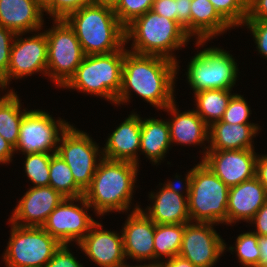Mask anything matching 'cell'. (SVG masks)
Masks as SVG:
<instances>
[{"mask_svg":"<svg viewBox=\"0 0 267 267\" xmlns=\"http://www.w3.org/2000/svg\"><path fill=\"white\" fill-rule=\"evenodd\" d=\"M180 24L158 15L152 10L135 18L125 27V43L132 40L131 52L141 55H156L177 63L174 53L190 40Z\"/></svg>","mask_w":267,"mask_h":267,"instance_id":"cell-4","label":"cell"},{"mask_svg":"<svg viewBox=\"0 0 267 267\" xmlns=\"http://www.w3.org/2000/svg\"><path fill=\"white\" fill-rule=\"evenodd\" d=\"M94 4L114 8L120 0H93Z\"/></svg>","mask_w":267,"mask_h":267,"instance_id":"cell-49","label":"cell"},{"mask_svg":"<svg viewBox=\"0 0 267 267\" xmlns=\"http://www.w3.org/2000/svg\"><path fill=\"white\" fill-rule=\"evenodd\" d=\"M232 28L205 0H192L191 3V37H196V46L200 47L208 40Z\"/></svg>","mask_w":267,"mask_h":267,"instance_id":"cell-25","label":"cell"},{"mask_svg":"<svg viewBox=\"0 0 267 267\" xmlns=\"http://www.w3.org/2000/svg\"><path fill=\"white\" fill-rule=\"evenodd\" d=\"M92 139L86 132L70 125L62 134L57 149V154L67 163L75 183L83 191L91 184L97 166L103 157L101 156L102 149L100 150Z\"/></svg>","mask_w":267,"mask_h":267,"instance_id":"cell-10","label":"cell"},{"mask_svg":"<svg viewBox=\"0 0 267 267\" xmlns=\"http://www.w3.org/2000/svg\"><path fill=\"white\" fill-rule=\"evenodd\" d=\"M184 230L185 224H155L154 266L161 257L168 260L179 255Z\"/></svg>","mask_w":267,"mask_h":267,"instance_id":"cell-29","label":"cell"},{"mask_svg":"<svg viewBox=\"0 0 267 267\" xmlns=\"http://www.w3.org/2000/svg\"><path fill=\"white\" fill-rule=\"evenodd\" d=\"M178 65V62L161 56L141 55L125 49L122 86L116 104L130 101V93L134 91L157 109H165L175 101L174 82Z\"/></svg>","mask_w":267,"mask_h":267,"instance_id":"cell-1","label":"cell"},{"mask_svg":"<svg viewBox=\"0 0 267 267\" xmlns=\"http://www.w3.org/2000/svg\"><path fill=\"white\" fill-rule=\"evenodd\" d=\"M176 102L169 104L164 111L172 115L168 120L171 143L180 145H201L209 142V126L193 110L179 112Z\"/></svg>","mask_w":267,"mask_h":267,"instance_id":"cell-23","label":"cell"},{"mask_svg":"<svg viewBox=\"0 0 267 267\" xmlns=\"http://www.w3.org/2000/svg\"><path fill=\"white\" fill-rule=\"evenodd\" d=\"M120 267H156V266H153V265H150V264H145L144 263V265H136V266H130L129 264H125V265H122V266H120Z\"/></svg>","mask_w":267,"mask_h":267,"instance_id":"cell-51","label":"cell"},{"mask_svg":"<svg viewBox=\"0 0 267 267\" xmlns=\"http://www.w3.org/2000/svg\"><path fill=\"white\" fill-rule=\"evenodd\" d=\"M69 126L65 120L59 118L55 121L49 113L40 109L28 110L22 118L14 150H21L24 155L57 153L60 138Z\"/></svg>","mask_w":267,"mask_h":267,"instance_id":"cell-11","label":"cell"},{"mask_svg":"<svg viewBox=\"0 0 267 267\" xmlns=\"http://www.w3.org/2000/svg\"><path fill=\"white\" fill-rule=\"evenodd\" d=\"M170 130L168 122L162 119L141 118L140 150L155 165L165 157L170 148Z\"/></svg>","mask_w":267,"mask_h":267,"instance_id":"cell-26","label":"cell"},{"mask_svg":"<svg viewBox=\"0 0 267 267\" xmlns=\"http://www.w3.org/2000/svg\"><path fill=\"white\" fill-rule=\"evenodd\" d=\"M156 267H196L190 261L178 256H174L165 262H159Z\"/></svg>","mask_w":267,"mask_h":267,"instance_id":"cell-46","label":"cell"},{"mask_svg":"<svg viewBox=\"0 0 267 267\" xmlns=\"http://www.w3.org/2000/svg\"><path fill=\"white\" fill-rule=\"evenodd\" d=\"M68 247V244H62L45 267H83Z\"/></svg>","mask_w":267,"mask_h":267,"instance_id":"cell-39","label":"cell"},{"mask_svg":"<svg viewBox=\"0 0 267 267\" xmlns=\"http://www.w3.org/2000/svg\"><path fill=\"white\" fill-rule=\"evenodd\" d=\"M267 201V192L258 178L246 180L229 188L227 224L238 221L250 222Z\"/></svg>","mask_w":267,"mask_h":267,"instance_id":"cell-20","label":"cell"},{"mask_svg":"<svg viewBox=\"0 0 267 267\" xmlns=\"http://www.w3.org/2000/svg\"><path fill=\"white\" fill-rule=\"evenodd\" d=\"M231 90L209 89L194 93L197 105L195 111L209 127L222 120L229 100L234 95Z\"/></svg>","mask_w":267,"mask_h":267,"instance_id":"cell-27","label":"cell"},{"mask_svg":"<svg viewBox=\"0 0 267 267\" xmlns=\"http://www.w3.org/2000/svg\"><path fill=\"white\" fill-rule=\"evenodd\" d=\"M261 130L258 124H229L218 121L209 127V142L204 149L203 158L208 150L254 149L253 138Z\"/></svg>","mask_w":267,"mask_h":267,"instance_id":"cell-24","label":"cell"},{"mask_svg":"<svg viewBox=\"0 0 267 267\" xmlns=\"http://www.w3.org/2000/svg\"><path fill=\"white\" fill-rule=\"evenodd\" d=\"M75 202H80V207ZM91 208L83 196L64 198L49 214L42 228L61 244H78L97 222L86 211Z\"/></svg>","mask_w":267,"mask_h":267,"instance_id":"cell-12","label":"cell"},{"mask_svg":"<svg viewBox=\"0 0 267 267\" xmlns=\"http://www.w3.org/2000/svg\"><path fill=\"white\" fill-rule=\"evenodd\" d=\"M229 250L236 252L239 262L244 267H259L258 235L252 231L238 235L235 247L230 246Z\"/></svg>","mask_w":267,"mask_h":267,"instance_id":"cell-32","label":"cell"},{"mask_svg":"<svg viewBox=\"0 0 267 267\" xmlns=\"http://www.w3.org/2000/svg\"><path fill=\"white\" fill-rule=\"evenodd\" d=\"M154 0H120L113 8L119 22L126 27L135 18L152 9Z\"/></svg>","mask_w":267,"mask_h":267,"instance_id":"cell-34","label":"cell"},{"mask_svg":"<svg viewBox=\"0 0 267 267\" xmlns=\"http://www.w3.org/2000/svg\"><path fill=\"white\" fill-rule=\"evenodd\" d=\"M77 245L101 267H120L126 264L122 232L119 235L115 231L103 230L98 221Z\"/></svg>","mask_w":267,"mask_h":267,"instance_id":"cell-18","label":"cell"},{"mask_svg":"<svg viewBox=\"0 0 267 267\" xmlns=\"http://www.w3.org/2000/svg\"><path fill=\"white\" fill-rule=\"evenodd\" d=\"M243 25L252 32L260 55L267 58V20L244 21Z\"/></svg>","mask_w":267,"mask_h":267,"instance_id":"cell-38","label":"cell"},{"mask_svg":"<svg viewBox=\"0 0 267 267\" xmlns=\"http://www.w3.org/2000/svg\"><path fill=\"white\" fill-rule=\"evenodd\" d=\"M151 10L160 16L177 22L176 0H154Z\"/></svg>","mask_w":267,"mask_h":267,"instance_id":"cell-41","label":"cell"},{"mask_svg":"<svg viewBox=\"0 0 267 267\" xmlns=\"http://www.w3.org/2000/svg\"><path fill=\"white\" fill-rule=\"evenodd\" d=\"M228 194L229 187L200 161L193 168L187 198L191 222L227 224Z\"/></svg>","mask_w":267,"mask_h":267,"instance_id":"cell-6","label":"cell"},{"mask_svg":"<svg viewBox=\"0 0 267 267\" xmlns=\"http://www.w3.org/2000/svg\"><path fill=\"white\" fill-rule=\"evenodd\" d=\"M125 47L107 54L85 55L74 75L62 88L100 96L116 104L122 86Z\"/></svg>","mask_w":267,"mask_h":267,"instance_id":"cell-5","label":"cell"},{"mask_svg":"<svg viewBox=\"0 0 267 267\" xmlns=\"http://www.w3.org/2000/svg\"><path fill=\"white\" fill-rule=\"evenodd\" d=\"M130 213L121 231L125 257L139 262L153 260L149 264L154 266L155 223L138 205Z\"/></svg>","mask_w":267,"mask_h":267,"instance_id":"cell-17","label":"cell"},{"mask_svg":"<svg viewBox=\"0 0 267 267\" xmlns=\"http://www.w3.org/2000/svg\"><path fill=\"white\" fill-rule=\"evenodd\" d=\"M191 3L192 0H176L177 22L191 37Z\"/></svg>","mask_w":267,"mask_h":267,"instance_id":"cell-40","label":"cell"},{"mask_svg":"<svg viewBox=\"0 0 267 267\" xmlns=\"http://www.w3.org/2000/svg\"><path fill=\"white\" fill-rule=\"evenodd\" d=\"M217 13L231 26H243L247 19L248 0H209Z\"/></svg>","mask_w":267,"mask_h":267,"instance_id":"cell-33","label":"cell"},{"mask_svg":"<svg viewBox=\"0 0 267 267\" xmlns=\"http://www.w3.org/2000/svg\"><path fill=\"white\" fill-rule=\"evenodd\" d=\"M64 198L51 186H31L13 210L9 222L18 226L42 227Z\"/></svg>","mask_w":267,"mask_h":267,"instance_id":"cell-16","label":"cell"},{"mask_svg":"<svg viewBox=\"0 0 267 267\" xmlns=\"http://www.w3.org/2000/svg\"><path fill=\"white\" fill-rule=\"evenodd\" d=\"M258 247L260 251L259 267L267 264V236H258Z\"/></svg>","mask_w":267,"mask_h":267,"instance_id":"cell-47","label":"cell"},{"mask_svg":"<svg viewBox=\"0 0 267 267\" xmlns=\"http://www.w3.org/2000/svg\"><path fill=\"white\" fill-rule=\"evenodd\" d=\"M15 153L14 147L0 135V164H8Z\"/></svg>","mask_w":267,"mask_h":267,"instance_id":"cell-45","label":"cell"},{"mask_svg":"<svg viewBox=\"0 0 267 267\" xmlns=\"http://www.w3.org/2000/svg\"><path fill=\"white\" fill-rule=\"evenodd\" d=\"M54 153H32L25 155V173L33 187L49 186V166Z\"/></svg>","mask_w":267,"mask_h":267,"instance_id":"cell-31","label":"cell"},{"mask_svg":"<svg viewBox=\"0 0 267 267\" xmlns=\"http://www.w3.org/2000/svg\"><path fill=\"white\" fill-rule=\"evenodd\" d=\"M27 110L21 111L20 99L14 90L0 101V135L13 147L16 146L22 118Z\"/></svg>","mask_w":267,"mask_h":267,"instance_id":"cell-28","label":"cell"},{"mask_svg":"<svg viewBox=\"0 0 267 267\" xmlns=\"http://www.w3.org/2000/svg\"><path fill=\"white\" fill-rule=\"evenodd\" d=\"M15 35L14 31L0 26V79L7 73Z\"/></svg>","mask_w":267,"mask_h":267,"instance_id":"cell-37","label":"cell"},{"mask_svg":"<svg viewBox=\"0 0 267 267\" xmlns=\"http://www.w3.org/2000/svg\"><path fill=\"white\" fill-rule=\"evenodd\" d=\"M214 223H185L179 256L196 267H213L226 250V243Z\"/></svg>","mask_w":267,"mask_h":267,"instance_id":"cell-14","label":"cell"},{"mask_svg":"<svg viewBox=\"0 0 267 267\" xmlns=\"http://www.w3.org/2000/svg\"><path fill=\"white\" fill-rule=\"evenodd\" d=\"M10 224L11 235L2 256L6 267H45L62 245L42 227Z\"/></svg>","mask_w":267,"mask_h":267,"instance_id":"cell-7","label":"cell"},{"mask_svg":"<svg viewBox=\"0 0 267 267\" xmlns=\"http://www.w3.org/2000/svg\"><path fill=\"white\" fill-rule=\"evenodd\" d=\"M256 224V230L253 233L258 236H267V201L264 205L256 212L250 224Z\"/></svg>","mask_w":267,"mask_h":267,"instance_id":"cell-43","label":"cell"},{"mask_svg":"<svg viewBox=\"0 0 267 267\" xmlns=\"http://www.w3.org/2000/svg\"><path fill=\"white\" fill-rule=\"evenodd\" d=\"M141 117L135 112L109 134L102 156L110 160L128 161L139 164Z\"/></svg>","mask_w":267,"mask_h":267,"instance_id":"cell-21","label":"cell"},{"mask_svg":"<svg viewBox=\"0 0 267 267\" xmlns=\"http://www.w3.org/2000/svg\"><path fill=\"white\" fill-rule=\"evenodd\" d=\"M94 4L93 0H53L44 12L54 19H65L69 14L84 6Z\"/></svg>","mask_w":267,"mask_h":267,"instance_id":"cell-36","label":"cell"},{"mask_svg":"<svg viewBox=\"0 0 267 267\" xmlns=\"http://www.w3.org/2000/svg\"><path fill=\"white\" fill-rule=\"evenodd\" d=\"M74 30L85 55L107 54L125 44V27L113 8L91 4L64 19Z\"/></svg>","mask_w":267,"mask_h":267,"instance_id":"cell-3","label":"cell"},{"mask_svg":"<svg viewBox=\"0 0 267 267\" xmlns=\"http://www.w3.org/2000/svg\"><path fill=\"white\" fill-rule=\"evenodd\" d=\"M193 176V168L186 174V194L185 196L177 194L172 190L163 188L156 194L151 192L149 198L154 201L152 207L147 206L143 212L155 223V224H185L190 223L191 219L188 213L187 198L190 193V184ZM147 210V211H146Z\"/></svg>","mask_w":267,"mask_h":267,"instance_id":"cell-19","label":"cell"},{"mask_svg":"<svg viewBox=\"0 0 267 267\" xmlns=\"http://www.w3.org/2000/svg\"><path fill=\"white\" fill-rule=\"evenodd\" d=\"M139 165L102 157L83 197L98 216L130 210ZM130 205V206H129Z\"/></svg>","mask_w":267,"mask_h":267,"instance_id":"cell-2","label":"cell"},{"mask_svg":"<svg viewBox=\"0 0 267 267\" xmlns=\"http://www.w3.org/2000/svg\"><path fill=\"white\" fill-rule=\"evenodd\" d=\"M43 12L35 0H0V26L15 33H37L44 25Z\"/></svg>","mask_w":267,"mask_h":267,"instance_id":"cell-22","label":"cell"},{"mask_svg":"<svg viewBox=\"0 0 267 267\" xmlns=\"http://www.w3.org/2000/svg\"><path fill=\"white\" fill-rule=\"evenodd\" d=\"M53 27L44 31L47 37V76L63 87L74 75L85 57L82 46L64 19H54Z\"/></svg>","mask_w":267,"mask_h":267,"instance_id":"cell-9","label":"cell"},{"mask_svg":"<svg viewBox=\"0 0 267 267\" xmlns=\"http://www.w3.org/2000/svg\"><path fill=\"white\" fill-rule=\"evenodd\" d=\"M37 34L22 38L20 36L24 33H16L7 73L0 79L6 86L13 78L20 79L38 72L47 75V37L43 31Z\"/></svg>","mask_w":267,"mask_h":267,"instance_id":"cell-13","label":"cell"},{"mask_svg":"<svg viewBox=\"0 0 267 267\" xmlns=\"http://www.w3.org/2000/svg\"><path fill=\"white\" fill-rule=\"evenodd\" d=\"M255 176L267 192V154L257 156Z\"/></svg>","mask_w":267,"mask_h":267,"instance_id":"cell-44","label":"cell"},{"mask_svg":"<svg viewBox=\"0 0 267 267\" xmlns=\"http://www.w3.org/2000/svg\"><path fill=\"white\" fill-rule=\"evenodd\" d=\"M251 109L242 95L234 94L229 100L222 121L229 124H255L248 122Z\"/></svg>","mask_w":267,"mask_h":267,"instance_id":"cell-35","label":"cell"},{"mask_svg":"<svg viewBox=\"0 0 267 267\" xmlns=\"http://www.w3.org/2000/svg\"><path fill=\"white\" fill-rule=\"evenodd\" d=\"M267 20V0H248V13L245 21Z\"/></svg>","mask_w":267,"mask_h":267,"instance_id":"cell-42","label":"cell"},{"mask_svg":"<svg viewBox=\"0 0 267 267\" xmlns=\"http://www.w3.org/2000/svg\"><path fill=\"white\" fill-rule=\"evenodd\" d=\"M175 178L178 180V181L177 180L175 181L176 183L175 182H169L168 181L167 183H164L163 185L166 188L172 190L173 192H175L177 194H180V195H183L182 190L185 189V188L182 186V183L180 181V176L176 175Z\"/></svg>","mask_w":267,"mask_h":267,"instance_id":"cell-48","label":"cell"},{"mask_svg":"<svg viewBox=\"0 0 267 267\" xmlns=\"http://www.w3.org/2000/svg\"><path fill=\"white\" fill-rule=\"evenodd\" d=\"M49 170V186L63 197L77 198L84 195V191L75 183L71 169L59 154L51 156Z\"/></svg>","mask_w":267,"mask_h":267,"instance_id":"cell-30","label":"cell"},{"mask_svg":"<svg viewBox=\"0 0 267 267\" xmlns=\"http://www.w3.org/2000/svg\"><path fill=\"white\" fill-rule=\"evenodd\" d=\"M257 156L254 149L208 150L201 161L230 188L255 176Z\"/></svg>","mask_w":267,"mask_h":267,"instance_id":"cell-15","label":"cell"},{"mask_svg":"<svg viewBox=\"0 0 267 267\" xmlns=\"http://www.w3.org/2000/svg\"><path fill=\"white\" fill-rule=\"evenodd\" d=\"M43 10L53 1V0H35Z\"/></svg>","mask_w":267,"mask_h":267,"instance_id":"cell-50","label":"cell"},{"mask_svg":"<svg viewBox=\"0 0 267 267\" xmlns=\"http://www.w3.org/2000/svg\"><path fill=\"white\" fill-rule=\"evenodd\" d=\"M0 88H2V90H5L7 88V86L0 80ZM5 88V89H4ZM9 92L7 91L6 94L4 96H2L0 98V101L8 94Z\"/></svg>","mask_w":267,"mask_h":267,"instance_id":"cell-52","label":"cell"},{"mask_svg":"<svg viewBox=\"0 0 267 267\" xmlns=\"http://www.w3.org/2000/svg\"><path fill=\"white\" fill-rule=\"evenodd\" d=\"M187 67V82L193 93L209 89H232L239 71L234 57L218 47L200 50L190 59Z\"/></svg>","mask_w":267,"mask_h":267,"instance_id":"cell-8","label":"cell"}]
</instances>
